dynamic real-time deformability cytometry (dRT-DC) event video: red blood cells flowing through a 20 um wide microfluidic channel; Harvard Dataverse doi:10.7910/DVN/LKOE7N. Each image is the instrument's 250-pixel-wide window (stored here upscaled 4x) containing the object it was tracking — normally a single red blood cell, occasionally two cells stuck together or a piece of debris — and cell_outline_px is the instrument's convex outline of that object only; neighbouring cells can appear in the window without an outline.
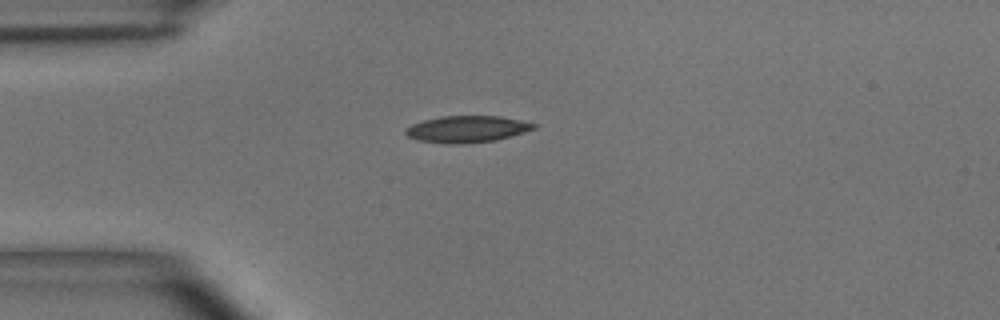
{"species": "common noctule bat (a hibernating species)", "species_latin": "Nyctalus noctula", "temperature_condition": "room temperature", "stored_images_in_passage": 2, "camera_frame_rate_fps": 3000, "um_per_image_px": 0.085, "animal": {"sex": "male", "body_mass_g": 15.6}, "frame": {"image": 1, "passage_image": 1, "time_ms": 0.0, "image_size_px": [1000, 320], "cell_outline_px": [[540, 124], [536, 128], [524, 132], [496, 140], [464, 144], [448, 144], [416, 140], [408, 136], [404, 132], [412, 124], [424, 120], [440, 116], [500, 116]], "centroid_in_image_um": [39.71, 10.97], "position_along_channel_um": 45.3, "area_um2": 20.0}}